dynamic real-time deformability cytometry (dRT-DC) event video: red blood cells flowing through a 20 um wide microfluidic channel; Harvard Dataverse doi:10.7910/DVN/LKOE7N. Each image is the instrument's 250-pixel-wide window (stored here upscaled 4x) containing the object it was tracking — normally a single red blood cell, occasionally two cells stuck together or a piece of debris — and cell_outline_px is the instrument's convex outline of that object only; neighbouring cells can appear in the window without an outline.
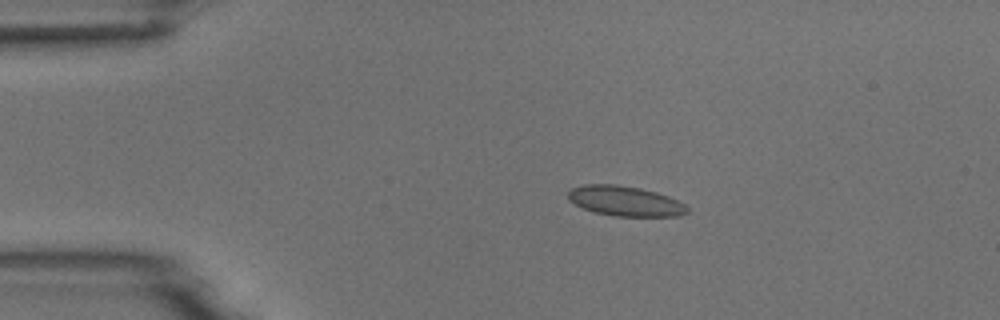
{"species": "common noctule bat (a hibernating species)", "species_latin": "Nyctalus noctula", "temperature_condition": "room temperature", "stored_images_in_passage": 6, "camera_frame_rate_fps": 3000, "um_per_image_px": 0.085, "animal": {"sex": "male", "body_mass_g": 18.8}, "frame": {"image": 1, "passage_image": 3, "time_ms": 2.333, "image_size_px": [1000, 320], "cell_outline_px": [[688, 212], [680, 216], [616, 216], [596, 212], [584, 208], [568, 200], [568, 192], [572, 188], [584, 184], [616, 184], [640, 188], [656, 192], [668, 196], [684, 204], [688, 208]], "centroid_in_image_um": [53.14, 17.08], "position_along_channel_um": 31.9, "area_um2": 20.69}}
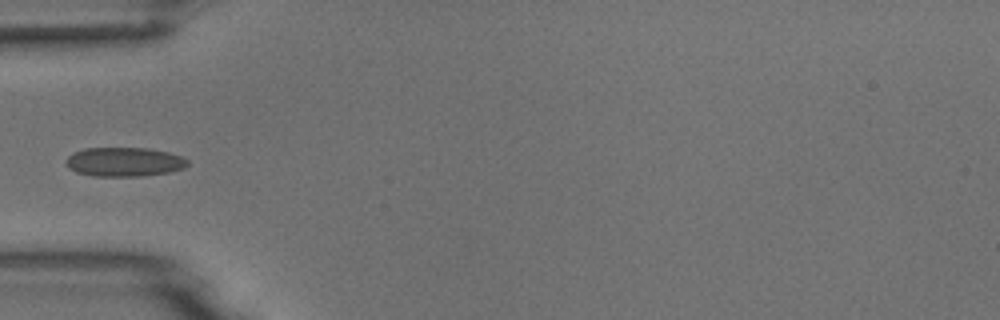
{"frame": {"image": 2, "passage_image": 5, "time_ms": 4.667, "image_size_px": [1000, 320], "cell_outline_px": [[188, 164], [184, 168], [168, 172], [144, 176], [92, 176], [76, 172], [68, 168], [64, 160], [68, 156], [84, 148], [148, 148], [168, 152], [180, 156], [188, 160]], "centroid_in_image_um": [10.54, 13.76], "position_along_channel_um": 74.5, "area_um2": 20.69}}